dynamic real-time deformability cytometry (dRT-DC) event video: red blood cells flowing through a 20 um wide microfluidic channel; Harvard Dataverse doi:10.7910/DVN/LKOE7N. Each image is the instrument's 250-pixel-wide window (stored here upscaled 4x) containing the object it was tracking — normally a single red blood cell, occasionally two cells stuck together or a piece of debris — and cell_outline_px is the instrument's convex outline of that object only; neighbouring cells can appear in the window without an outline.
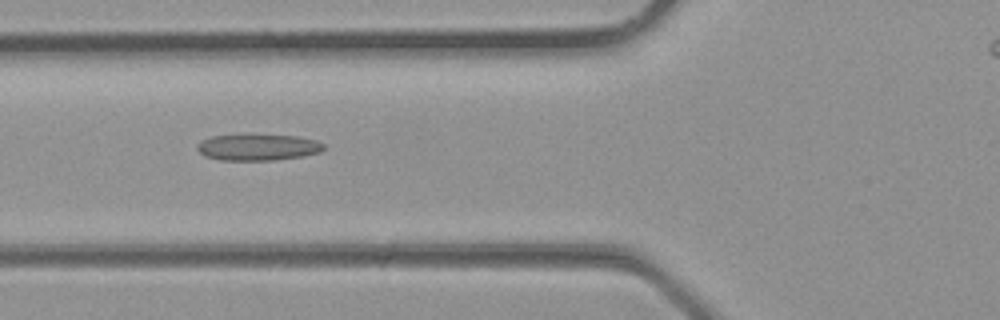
{"species": "common noctule bat (a hibernating species)", "species_latin": "Nyctalus noctula", "temperature_condition": "room temperature", "stored_images_in_passage": 24, "camera_frame_rate_fps": 3000, "um_per_image_px": 0.085, "animal": {"sex": "male", "body_mass_g": 23.1, "forearm_length_mm": 52.7}, "frame": {"image": 1, "passage_image": 5, "time_ms": 1.333, "image_size_px": [1000, 320], "cell_outline_px": [[324, 148], [320, 152], [304, 156], [272, 160], [220, 160], [204, 156], [196, 148], [196, 144], [212, 136], [296, 136], [316, 140], [324, 144]], "centroid_in_image_um": [21.93, 12.54], "position_along_channel_um": 103.9, "area_um2": 18.96}}
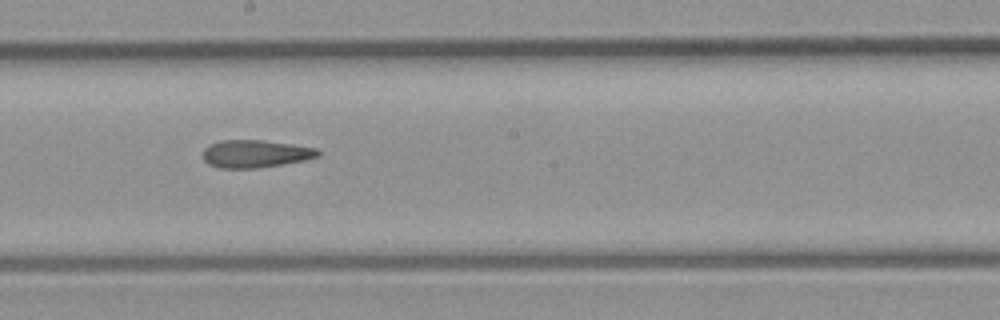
{"frame": {"image": 2, "passage_image": 11, "time_ms": 3.333, "image_size_px": [1000, 320], "cell_outline_px": [[320, 156], [304, 160], [284, 164], [256, 168], [220, 168], [208, 164], [204, 160], [204, 148], [208, 144], [220, 140], [264, 140], [292, 144], [316, 148], [320, 152]], "centroid_in_image_um": [21.7, 13.06], "position_along_channel_um": 226.5, "area_um2": 18.61}}
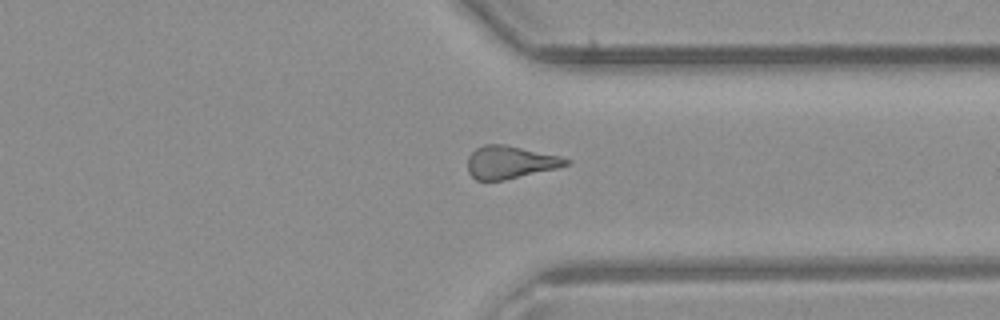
{"frame": {"image": 3, "passage_image": 18, "time_ms": 5.667, "image_size_px": [1000, 320], "cell_outline_px": [[572, 160], [568, 164], [556, 168], [504, 180], [476, 180], [468, 172], [468, 156], [476, 148], [484, 144], [504, 144], [560, 156]], "centroid_in_image_um": [43.34, 13.78], "position_along_channel_um": 368.1, "area_um2": 18.61}}